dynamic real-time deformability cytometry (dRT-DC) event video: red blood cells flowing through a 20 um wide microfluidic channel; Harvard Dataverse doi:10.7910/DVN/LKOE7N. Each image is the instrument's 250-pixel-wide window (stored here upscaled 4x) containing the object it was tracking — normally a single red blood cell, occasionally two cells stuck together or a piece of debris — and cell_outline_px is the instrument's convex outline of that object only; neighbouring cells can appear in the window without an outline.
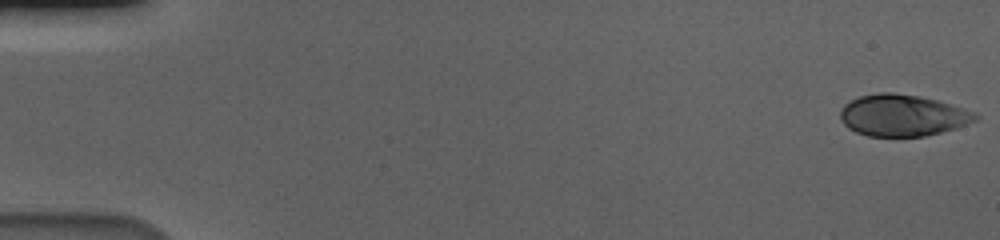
{"species": "human", "species_latin": "Homo sapiens", "temperature_condition": "cold", "stored_images_in_passage": 58, "camera_frame_rate_fps": 3000, "um_per_image_px": 0.085, "donor": {"sex": "male"}, "frame": {"image": 1, "passage_image": 1, "time_ms": 0.0, "image_size_px": [1000, 240], "cell_outline_px": [[980, 116], [976, 120], [956, 128], [924, 136], [868, 136], [856, 132], [848, 128], [844, 124], [840, 116], [840, 108], [844, 104], [860, 96], [880, 92], [892, 92], [920, 96], [936, 100], [976, 112]], "centroid_in_image_um": [76.71, 9.8], "position_along_channel_um": 8.3, "area_um2": 32.66}}
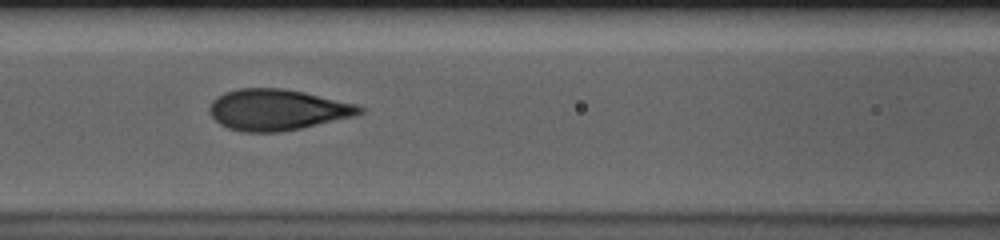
{"frame": {"image": 2, "passage_image": 26, "time_ms": 8.333, "image_size_px": [1000, 240], "cell_outline_px": [[364, 112], [356, 116], [300, 128], [280, 132], [244, 132], [228, 128], [220, 124], [208, 112], [208, 108], [212, 100], [216, 96], [224, 92], [240, 88], [284, 88], [304, 92], [356, 104], [364, 108]], "centroid_in_image_um": [23.55, 9.32], "position_along_channel_um": 143.1, "area_um2": 36.01}}
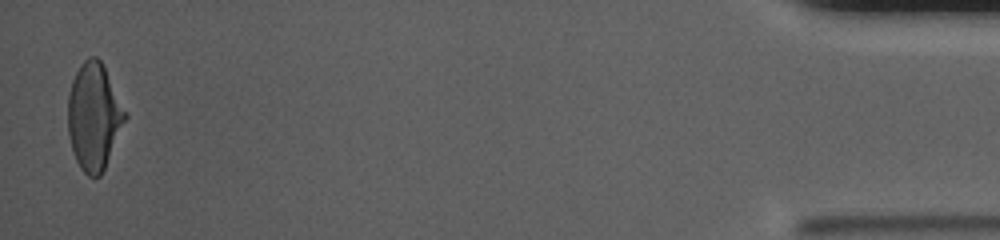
{"frame": {"image": 3, "passage_image": 57, "time_ms": 18.667, "image_size_px": [1000, 240], "cell_outline_px": [[128, 116], [104, 168], [100, 176], [88, 176], [80, 168], [72, 152], [68, 132], [68, 96], [72, 80], [80, 64], [88, 56], [96, 56], [104, 64], [128, 112]], "centroid_in_image_um": [8.0, 9.86], "position_along_channel_um": 427.2, "area_um2": 36.01}, "authors_computed_cell_mechanics": {"area_um2": 35.7204, "velocity_mm_per_s": 3.5864, "shape_relaxation_time_tau1_ms": 4.5498, "shape_relaxation_time_tau2_ms": null, "deformation_change_tau1": 0.169, "deformation_change_tau2": null}}